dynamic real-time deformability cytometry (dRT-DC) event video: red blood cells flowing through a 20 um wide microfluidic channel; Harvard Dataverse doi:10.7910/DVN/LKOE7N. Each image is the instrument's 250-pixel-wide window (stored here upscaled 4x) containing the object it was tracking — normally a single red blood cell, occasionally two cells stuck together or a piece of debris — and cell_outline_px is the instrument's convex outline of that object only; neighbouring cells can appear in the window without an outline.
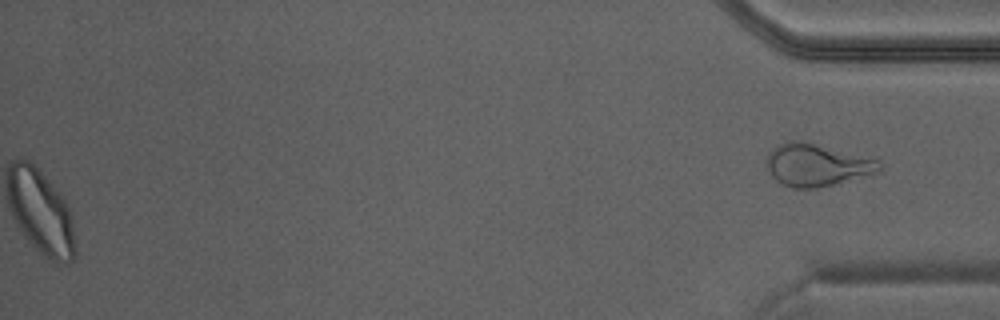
{"species": "Egyptian fruit bat (a non-hibernating species)", "species_latin": "Rousettus aegyptiacus", "temperature_condition": "warm", "stored_images_in_passage": 34, "segment_of_instrument_passage": [2, 2], "camera_frame_rate_fps": 3000, "um_per_image_px": 0.085, "animal": {"sex": "male"}, "frame": {"image": 1, "passage_image": 34, "time_ms": 11.0, "image_size_px": [1000, 320], "cell_outline_px": [[884, 168], [876, 172], [832, 184], [816, 188], [792, 188], [776, 180], [772, 176], [764, 160], [768, 152], [772, 148], [788, 140], [796, 140], [880, 160]], "centroid_in_image_um": [69.37, 14.02], "position_along_channel_um": 365.8, "area_um2": 27.28}}